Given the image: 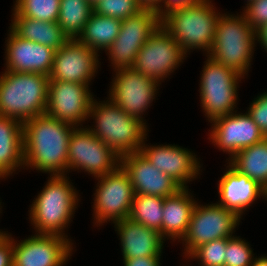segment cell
<instances>
[{"label":"cell","instance_id":"obj_7","mask_svg":"<svg viewBox=\"0 0 267 266\" xmlns=\"http://www.w3.org/2000/svg\"><path fill=\"white\" fill-rule=\"evenodd\" d=\"M201 71L199 82L200 106L208 120L238 111L239 84L245 79L236 71L223 66L209 55Z\"/></svg>","mask_w":267,"mask_h":266},{"label":"cell","instance_id":"obj_43","mask_svg":"<svg viewBox=\"0 0 267 266\" xmlns=\"http://www.w3.org/2000/svg\"><path fill=\"white\" fill-rule=\"evenodd\" d=\"M0 199H1V198H0ZM1 204H2V200H0V213H2V211H3V210H2V207H3V206H2ZM0 215H1V214H0Z\"/></svg>","mask_w":267,"mask_h":266},{"label":"cell","instance_id":"obj_40","mask_svg":"<svg viewBox=\"0 0 267 266\" xmlns=\"http://www.w3.org/2000/svg\"><path fill=\"white\" fill-rule=\"evenodd\" d=\"M257 43L261 46L267 53V23H265L261 28L256 31Z\"/></svg>","mask_w":267,"mask_h":266},{"label":"cell","instance_id":"obj_16","mask_svg":"<svg viewBox=\"0 0 267 266\" xmlns=\"http://www.w3.org/2000/svg\"><path fill=\"white\" fill-rule=\"evenodd\" d=\"M208 139L216 149L229 155L230 160L241 149L263 141L266 137L247 113L239 111L220 116L210 121Z\"/></svg>","mask_w":267,"mask_h":266},{"label":"cell","instance_id":"obj_25","mask_svg":"<svg viewBox=\"0 0 267 266\" xmlns=\"http://www.w3.org/2000/svg\"><path fill=\"white\" fill-rule=\"evenodd\" d=\"M11 17L9 27L23 39L43 44L55 50H58L69 40V37L63 32L57 22H46L22 17L14 10Z\"/></svg>","mask_w":267,"mask_h":266},{"label":"cell","instance_id":"obj_39","mask_svg":"<svg viewBox=\"0 0 267 266\" xmlns=\"http://www.w3.org/2000/svg\"><path fill=\"white\" fill-rule=\"evenodd\" d=\"M142 10H151L157 12L163 3V0H137Z\"/></svg>","mask_w":267,"mask_h":266},{"label":"cell","instance_id":"obj_38","mask_svg":"<svg viewBox=\"0 0 267 266\" xmlns=\"http://www.w3.org/2000/svg\"><path fill=\"white\" fill-rule=\"evenodd\" d=\"M161 257H139L123 259V266H161Z\"/></svg>","mask_w":267,"mask_h":266},{"label":"cell","instance_id":"obj_20","mask_svg":"<svg viewBox=\"0 0 267 266\" xmlns=\"http://www.w3.org/2000/svg\"><path fill=\"white\" fill-rule=\"evenodd\" d=\"M121 166L130 178L135 195L165 198L182 189L171 177L153 166L140 151L122 156Z\"/></svg>","mask_w":267,"mask_h":266},{"label":"cell","instance_id":"obj_44","mask_svg":"<svg viewBox=\"0 0 267 266\" xmlns=\"http://www.w3.org/2000/svg\"><path fill=\"white\" fill-rule=\"evenodd\" d=\"M92 4L96 3L99 0H89Z\"/></svg>","mask_w":267,"mask_h":266},{"label":"cell","instance_id":"obj_23","mask_svg":"<svg viewBox=\"0 0 267 266\" xmlns=\"http://www.w3.org/2000/svg\"><path fill=\"white\" fill-rule=\"evenodd\" d=\"M189 188H182L176 194L164 198L162 237L180 242L185 236L192 212L197 204Z\"/></svg>","mask_w":267,"mask_h":266},{"label":"cell","instance_id":"obj_19","mask_svg":"<svg viewBox=\"0 0 267 266\" xmlns=\"http://www.w3.org/2000/svg\"><path fill=\"white\" fill-rule=\"evenodd\" d=\"M5 40L6 71L40 73L49 76L55 49L18 36L10 27Z\"/></svg>","mask_w":267,"mask_h":266},{"label":"cell","instance_id":"obj_6","mask_svg":"<svg viewBox=\"0 0 267 266\" xmlns=\"http://www.w3.org/2000/svg\"><path fill=\"white\" fill-rule=\"evenodd\" d=\"M49 76L6 71L0 74V116L26 122L47 108Z\"/></svg>","mask_w":267,"mask_h":266},{"label":"cell","instance_id":"obj_21","mask_svg":"<svg viewBox=\"0 0 267 266\" xmlns=\"http://www.w3.org/2000/svg\"><path fill=\"white\" fill-rule=\"evenodd\" d=\"M218 181V204L236 213L241 219L255 201L265 199L266 189L255 180L236 171L228 162Z\"/></svg>","mask_w":267,"mask_h":266},{"label":"cell","instance_id":"obj_31","mask_svg":"<svg viewBox=\"0 0 267 266\" xmlns=\"http://www.w3.org/2000/svg\"><path fill=\"white\" fill-rule=\"evenodd\" d=\"M226 247L227 238L212 240L194 249L185 259L197 261L198 266H224Z\"/></svg>","mask_w":267,"mask_h":266},{"label":"cell","instance_id":"obj_18","mask_svg":"<svg viewBox=\"0 0 267 266\" xmlns=\"http://www.w3.org/2000/svg\"><path fill=\"white\" fill-rule=\"evenodd\" d=\"M99 56L77 38L69 39L55 51L49 80L91 85L101 67Z\"/></svg>","mask_w":267,"mask_h":266},{"label":"cell","instance_id":"obj_3","mask_svg":"<svg viewBox=\"0 0 267 266\" xmlns=\"http://www.w3.org/2000/svg\"><path fill=\"white\" fill-rule=\"evenodd\" d=\"M97 100L93 99L88 118L95 125L86 127L120 157L140 151L148 136V125L128 115L109 97Z\"/></svg>","mask_w":267,"mask_h":266},{"label":"cell","instance_id":"obj_36","mask_svg":"<svg viewBox=\"0 0 267 266\" xmlns=\"http://www.w3.org/2000/svg\"><path fill=\"white\" fill-rule=\"evenodd\" d=\"M12 233H7L0 239V266H13Z\"/></svg>","mask_w":267,"mask_h":266},{"label":"cell","instance_id":"obj_32","mask_svg":"<svg viewBox=\"0 0 267 266\" xmlns=\"http://www.w3.org/2000/svg\"><path fill=\"white\" fill-rule=\"evenodd\" d=\"M141 10L137 0H99L93 4V13L119 20H125Z\"/></svg>","mask_w":267,"mask_h":266},{"label":"cell","instance_id":"obj_46","mask_svg":"<svg viewBox=\"0 0 267 266\" xmlns=\"http://www.w3.org/2000/svg\"><path fill=\"white\" fill-rule=\"evenodd\" d=\"M245 1H246V0H245ZM250 1H252V0H247L245 3L248 4Z\"/></svg>","mask_w":267,"mask_h":266},{"label":"cell","instance_id":"obj_37","mask_svg":"<svg viewBox=\"0 0 267 266\" xmlns=\"http://www.w3.org/2000/svg\"><path fill=\"white\" fill-rule=\"evenodd\" d=\"M199 1L202 0H163L162 5L160 6L159 10L156 13L158 14V17L161 19L163 16L174 10L195 4Z\"/></svg>","mask_w":267,"mask_h":266},{"label":"cell","instance_id":"obj_4","mask_svg":"<svg viewBox=\"0 0 267 266\" xmlns=\"http://www.w3.org/2000/svg\"><path fill=\"white\" fill-rule=\"evenodd\" d=\"M220 14L212 0H202L166 14L160 25L187 55L198 49L206 56L211 51Z\"/></svg>","mask_w":267,"mask_h":266},{"label":"cell","instance_id":"obj_33","mask_svg":"<svg viewBox=\"0 0 267 266\" xmlns=\"http://www.w3.org/2000/svg\"><path fill=\"white\" fill-rule=\"evenodd\" d=\"M240 236L227 238L224 266H250L255 259L254 249Z\"/></svg>","mask_w":267,"mask_h":266},{"label":"cell","instance_id":"obj_27","mask_svg":"<svg viewBox=\"0 0 267 266\" xmlns=\"http://www.w3.org/2000/svg\"><path fill=\"white\" fill-rule=\"evenodd\" d=\"M228 163L238 172L267 189V138L241 149Z\"/></svg>","mask_w":267,"mask_h":266},{"label":"cell","instance_id":"obj_12","mask_svg":"<svg viewBox=\"0 0 267 266\" xmlns=\"http://www.w3.org/2000/svg\"><path fill=\"white\" fill-rule=\"evenodd\" d=\"M187 57L182 47L160 25L138 52L132 68L162 84Z\"/></svg>","mask_w":267,"mask_h":266},{"label":"cell","instance_id":"obj_2","mask_svg":"<svg viewBox=\"0 0 267 266\" xmlns=\"http://www.w3.org/2000/svg\"><path fill=\"white\" fill-rule=\"evenodd\" d=\"M69 179L67 175L48 176L45 186L30 204L28 219L34 234L60 235L71 240L65 230L75 216L80 195Z\"/></svg>","mask_w":267,"mask_h":266},{"label":"cell","instance_id":"obj_28","mask_svg":"<svg viewBox=\"0 0 267 266\" xmlns=\"http://www.w3.org/2000/svg\"><path fill=\"white\" fill-rule=\"evenodd\" d=\"M92 14L93 4L89 0H60L57 23L69 39L78 38Z\"/></svg>","mask_w":267,"mask_h":266},{"label":"cell","instance_id":"obj_24","mask_svg":"<svg viewBox=\"0 0 267 266\" xmlns=\"http://www.w3.org/2000/svg\"><path fill=\"white\" fill-rule=\"evenodd\" d=\"M24 169L23 123L0 116V180Z\"/></svg>","mask_w":267,"mask_h":266},{"label":"cell","instance_id":"obj_42","mask_svg":"<svg viewBox=\"0 0 267 266\" xmlns=\"http://www.w3.org/2000/svg\"><path fill=\"white\" fill-rule=\"evenodd\" d=\"M8 233V231L6 232V231H3L2 229H0V239L4 236V235H6Z\"/></svg>","mask_w":267,"mask_h":266},{"label":"cell","instance_id":"obj_14","mask_svg":"<svg viewBox=\"0 0 267 266\" xmlns=\"http://www.w3.org/2000/svg\"><path fill=\"white\" fill-rule=\"evenodd\" d=\"M72 241L60 235L33 234L21 241L12 236L13 266H64L76 251Z\"/></svg>","mask_w":267,"mask_h":266},{"label":"cell","instance_id":"obj_35","mask_svg":"<svg viewBox=\"0 0 267 266\" xmlns=\"http://www.w3.org/2000/svg\"><path fill=\"white\" fill-rule=\"evenodd\" d=\"M247 113L267 138V91L258 94L257 97L252 100L247 108Z\"/></svg>","mask_w":267,"mask_h":266},{"label":"cell","instance_id":"obj_9","mask_svg":"<svg viewBox=\"0 0 267 266\" xmlns=\"http://www.w3.org/2000/svg\"><path fill=\"white\" fill-rule=\"evenodd\" d=\"M121 165V157L86 127H75L68 147V176L80 171L96 178L114 172Z\"/></svg>","mask_w":267,"mask_h":266},{"label":"cell","instance_id":"obj_13","mask_svg":"<svg viewBox=\"0 0 267 266\" xmlns=\"http://www.w3.org/2000/svg\"><path fill=\"white\" fill-rule=\"evenodd\" d=\"M159 26L160 18L151 10H141L122 20L118 36L105 51L112 71L132 68L138 52Z\"/></svg>","mask_w":267,"mask_h":266},{"label":"cell","instance_id":"obj_1","mask_svg":"<svg viewBox=\"0 0 267 266\" xmlns=\"http://www.w3.org/2000/svg\"><path fill=\"white\" fill-rule=\"evenodd\" d=\"M75 126L44 113L23 123L24 169L68 174V147Z\"/></svg>","mask_w":267,"mask_h":266},{"label":"cell","instance_id":"obj_22","mask_svg":"<svg viewBox=\"0 0 267 266\" xmlns=\"http://www.w3.org/2000/svg\"><path fill=\"white\" fill-rule=\"evenodd\" d=\"M113 225L120 239L123 259L162 256L166 240L158 231L129 218L114 222Z\"/></svg>","mask_w":267,"mask_h":266},{"label":"cell","instance_id":"obj_8","mask_svg":"<svg viewBox=\"0 0 267 266\" xmlns=\"http://www.w3.org/2000/svg\"><path fill=\"white\" fill-rule=\"evenodd\" d=\"M93 225L101 227L129 217L134 198L133 186L120 165L114 172L94 178ZM111 221V222H110Z\"/></svg>","mask_w":267,"mask_h":266},{"label":"cell","instance_id":"obj_17","mask_svg":"<svg viewBox=\"0 0 267 266\" xmlns=\"http://www.w3.org/2000/svg\"><path fill=\"white\" fill-rule=\"evenodd\" d=\"M147 136L140 152L159 171L165 173L177 182L182 188H189L188 183L202 175L203 164L197 154L188 148L177 144H147ZM202 168V169H201Z\"/></svg>","mask_w":267,"mask_h":266},{"label":"cell","instance_id":"obj_5","mask_svg":"<svg viewBox=\"0 0 267 266\" xmlns=\"http://www.w3.org/2000/svg\"><path fill=\"white\" fill-rule=\"evenodd\" d=\"M236 14L223 13L221 10L216 23L213 45L208 55L246 78L252 67L257 34L247 22L243 12Z\"/></svg>","mask_w":267,"mask_h":266},{"label":"cell","instance_id":"obj_30","mask_svg":"<svg viewBox=\"0 0 267 266\" xmlns=\"http://www.w3.org/2000/svg\"><path fill=\"white\" fill-rule=\"evenodd\" d=\"M13 10L22 17L57 22L60 0H15Z\"/></svg>","mask_w":267,"mask_h":266},{"label":"cell","instance_id":"obj_15","mask_svg":"<svg viewBox=\"0 0 267 266\" xmlns=\"http://www.w3.org/2000/svg\"><path fill=\"white\" fill-rule=\"evenodd\" d=\"M91 85L49 80L45 113L75 127H84L88 121L92 101L96 95Z\"/></svg>","mask_w":267,"mask_h":266},{"label":"cell","instance_id":"obj_41","mask_svg":"<svg viewBox=\"0 0 267 266\" xmlns=\"http://www.w3.org/2000/svg\"><path fill=\"white\" fill-rule=\"evenodd\" d=\"M250 266H267V255L256 256Z\"/></svg>","mask_w":267,"mask_h":266},{"label":"cell","instance_id":"obj_10","mask_svg":"<svg viewBox=\"0 0 267 266\" xmlns=\"http://www.w3.org/2000/svg\"><path fill=\"white\" fill-rule=\"evenodd\" d=\"M197 204L192 212L188 230L182 238V253L186 258L194 249L204 243L235 236L241 218L231 210L216 203Z\"/></svg>","mask_w":267,"mask_h":266},{"label":"cell","instance_id":"obj_29","mask_svg":"<svg viewBox=\"0 0 267 266\" xmlns=\"http://www.w3.org/2000/svg\"><path fill=\"white\" fill-rule=\"evenodd\" d=\"M163 203V197L134 195L128 218L162 235Z\"/></svg>","mask_w":267,"mask_h":266},{"label":"cell","instance_id":"obj_45","mask_svg":"<svg viewBox=\"0 0 267 266\" xmlns=\"http://www.w3.org/2000/svg\"><path fill=\"white\" fill-rule=\"evenodd\" d=\"M264 201H267V189H266V197H265V200Z\"/></svg>","mask_w":267,"mask_h":266},{"label":"cell","instance_id":"obj_11","mask_svg":"<svg viewBox=\"0 0 267 266\" xmlns=\"http://www.w3.org/2000/svg\"><path fill=\"white\" fill-rule=\"evenodd\" d=\"M113 73L107 96L128 115L147 125L145 113L158 97L161 84L133 68L119 69Z\"/></svg>","mask_w":267,"mask_h":266},{"label":"cell","instance_id":"obj_26","mask_svg":"<svg viewBox=\"0 0 267 266\" xmlns=\"http://www.w3.org/2000/svg\"><path fill=\"white\" fill-rule=\"evenodd\" d=\"M122 20L93 13L78 40L98 54L106 51L119 34Z\"/></svg>","mask_w":267,"mask_h":266},{"label":"cell","instance_id":"obj_34","mask_svg":"<svg viewBox=\"0 0 267 266\" xmlns=\"http://www.w3.org/2000/svg\"><path fill=\"white\" fill-rule=\"evenodd\" d=\"M244 5L242 11L255 31L267 23V0H252Z\"/></svg>","mask_w":267,"mask_h":266}]
</instances>
